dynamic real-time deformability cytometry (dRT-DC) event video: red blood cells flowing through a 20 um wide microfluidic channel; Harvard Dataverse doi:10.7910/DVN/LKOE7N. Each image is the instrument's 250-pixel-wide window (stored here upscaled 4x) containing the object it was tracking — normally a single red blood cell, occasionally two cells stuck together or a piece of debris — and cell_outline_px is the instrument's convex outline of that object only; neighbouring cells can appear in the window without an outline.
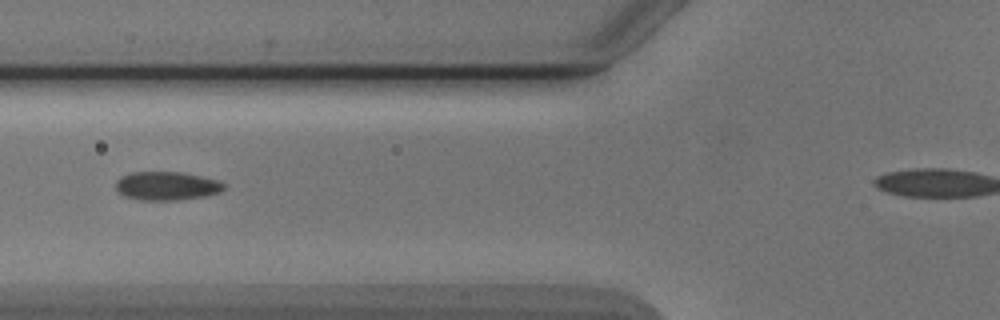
{"species": "Egyptian fruit bat (a non-hibernating species)", "species_latin": "Rousettus aegyptiacus", "temperature_condition": "cold", "stored_images_in_passage": 2, "camera_frame_rate_fps": 3000, "um_per_image_px": 0.085, "animal": {"sex": "male"}, "frame": {"image": 1, "passage_image": 2, "time_ms": 1.0, "image_size_px": [1000, 320], "cell_outline_px": [[224, 188], [220, 192], [204, 196], [176, 200], [140, 200], [124, 196], [116, 188], [116, 180], [120, 176], [132, 172], [184, 172], [216, 180], [224, 184]], "centroid_in_image_um": [14.13, 15.8], "position_along_channel_um": 111.7, "area_um2": 17.92}}